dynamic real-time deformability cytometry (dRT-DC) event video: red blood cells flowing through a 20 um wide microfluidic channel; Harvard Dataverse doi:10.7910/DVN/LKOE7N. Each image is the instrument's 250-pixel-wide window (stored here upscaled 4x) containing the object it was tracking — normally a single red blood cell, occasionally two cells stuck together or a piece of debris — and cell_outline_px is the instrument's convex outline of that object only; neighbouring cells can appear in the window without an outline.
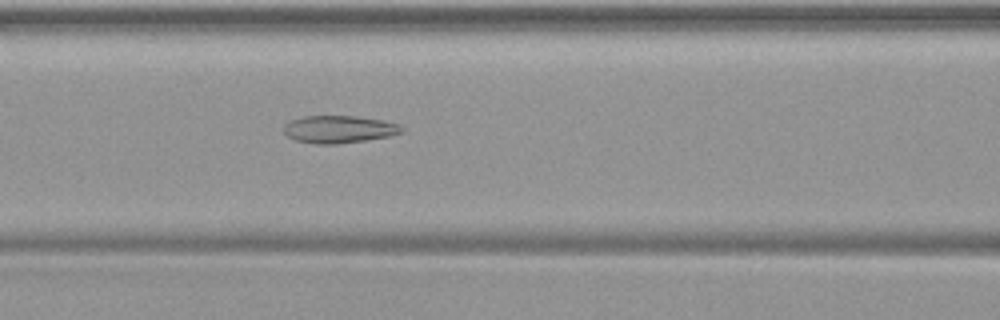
{"species": "common noctule bat (a hibernating species)", "species_latin": "Nyctalus noctula", "temperature_condition": "warm", "stored_images_in_passage": 50, "camera_frame_rate_fps": 3000, "um_per_image_px": 0.085, "animal": {"sex": "female", "body_mass_g": 19.9}, "frame": {"image": 1, "passage_image": 22, "time_ms": 7.0, "image_size_px": [1000, 320], "cell_outline_px": [[404, 132], [388, 136], [368, 140], [336, 144], [316, 144], [296, 140], [288, 136], [284, 132], [284, 124], [292, 120], [304, 116], [356, 116], [384, 120], [400, 124], [404, 128]], "centroid_in_image_um": [28.86, 10.99], "position_along_channel_um": 137.7, "area_um2": 18.96}}
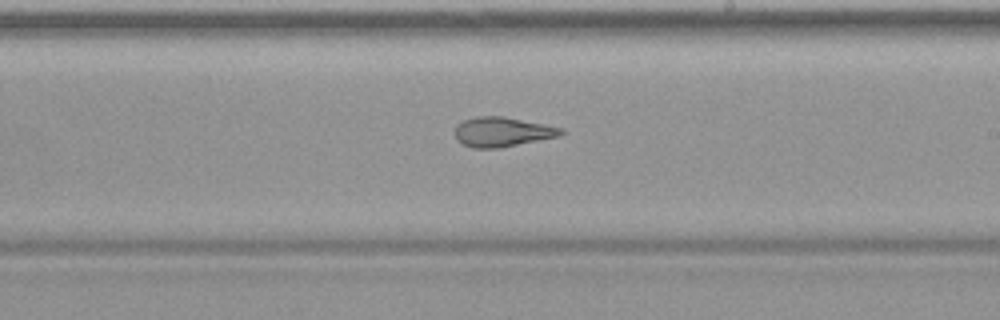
{"frame": {"image": 2, "passage_image": 30, "time_ms": 9.667, "image_size_px": [1000, 320], "cell_outline_px": [[568, 132], [560, 136], [500, 148], [472, 148], [460, 144], [456, 140], [456, 124], [464, 120], [476, 116], [504, 116], [564, 128]], "centroid_in_image_um": [42.71, 11.21], "position_along_channel_um": 246.3, "area_um2": 18.61}}
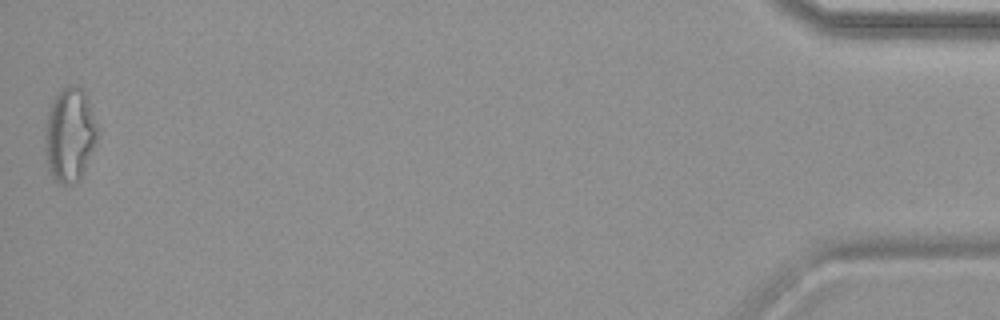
{"frame": {"image": 3, "passage_image": 50, "time_ms": 16.333, "image_size_px": [1000, 320], "cell_outline_px": [[100, 128], [96, 140], [80, 180], [72, 184], [56, 184], [48, 168], [44, 148], [44, 132], [48, 112], [52, 100], [68, 84], [80, 84], [88, 100]], "centroid_in_image_um": [5.92, 11.45], "position_along_channel_um": 429.3, "area_um2": 29.19}}